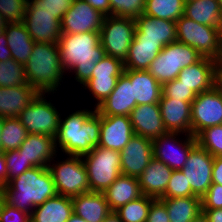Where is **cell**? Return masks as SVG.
<instances>
[{
    "label": "cell",
    "instance_id": "6da1fadb",
    "mask_svg": "<svg viewBox=\"0 0 222 222\" xmlns=\"http://www.w3.org/2000/svg\"><path fill=\"white\" fill-rule=\"evenodd\" d=\"M57 44L65 74L71 72L76 83L82 85L91 78L96 63L106 56L100 33L96 32L61 34Z\"/></svg>",
    "mask_w": 222,
    "mask_h": 222
},
{
    "label": "cell",
    "instance_id": "7a4b0ae2",
    "mask_svg": "<svg viewBox=\"0 0 222 222\" xmlns=\"http://www.w3.org/2000/svg\"><path fill=\"white\" fill-rule=\"evenodd\" d=\"M64 118H60L55 137L56 150L65 155L83 156L99 145L101 115L95 108H80Z\"/></svg>",
    "mask_w": 222,
    "mask_h": 222
},
{
    "label": "cell",
    "instance_id": "3957f363",
    "mask_svg": "<svg viewBox=\"0 0 222 222\" xmlns=\"http://www.w3.org/2000/svg\"><path fill=\"white\" fill-rule=\"evenodd\" d=\"M5 202L31 214L34 208L57 195L48 167H33L3 187Z\"/></svg>",
    "mask_w": 222,
    "mask_h": 222
},
{
    "label": "cell",
    "instance_id": "277c9868",
    "mask_svg": "<svg viewBox=\"0 0 222 222\" xmlns=\"http://www.w3.org/2000/svg\"><path fill=\"white\" fill-rule=\"evenodd\" d=\"M27 83L38 93H58L65 71L60 62L57 43H36L32 54L24 64ZM58 90V91H57ZM57 91V92H56Z\"/></svg>",
    "mask_w": 222,
    "mask_h": 222
},
{
    "label": "cell",
    "instance_id": "5b68a950",
    "mask_svg": "<svg viewBox=\"0 0 222 222\" xmlns=\"http://www.w3.org/2000/svg\"><path fill=\"white\" fill-rule=\"evenodd\" d=\"M202 56L191 46L175 41L159 52L150 63L148 72L161 84L177 79L185 67L195 64Z\"/></svg>",
    "mask_w": 222,
    "mask_h": 222
},
{
    "label": "cell",
    "instance_id": "8992f818",
    "mask_svg": "<svg viewBox=\"0 0 222 222\" xmlns=\"http://www.w3.org/2000/svg\"><path fill=\"white\" fill-rule=\"evenodd\" d=\"M177 41L196 49L202 57L221 59L222 37L216 27L198 24L185 16L176 21Z\"/></svg>",
    "mask_w": 222,
    "mask_h": 222
},
{
    "label": "cell",
    "instance_id": "52a82bcc",
    "mask_svg": "<svg viewBox=\"0 0 222 222\" xmlns=\"http://www.w3.org/2000/svg\"><path fill=\"white\" fill-rule=\"evenodd\" d=\"M81 157L86 166L90 192H104L121 175L118 151L96 146Z\"/></svg>",
    "mask_w": 222,
    "mask_h": 222
},
{
    "label": "cell",
    "instance_id": "ba28073f",
    "mask_svg": "<svg viewBox=\"0 0 222 222\" xmlns=\"http://www.w3.org/2000/svg\"><path fill=\"white\" fill-rule=\"evenodd\" d=\"M49 163L57 195L75 197L90 192L86 166L81 156L67 155L63 161Z\"/></svg>",
    "mask_w": 222,
    "mask_h": 222
},
{
    "label": "cell",
    "instance_id": "9c48e42d",
    "mask_svg": "<svg viewBox=\"0 0 222 222\" xmlns=\"http://www.w3.org/2000/svg\"><path fill=\"white\" fill-rule=\"evenodd\" d=\"M135 31V19L113 15L105 16L100 29V43L105 54L124 63Z\"/></svg>",
    "mask_w": 222,
    "mask_h": 222
},
{
    "label": "cell",
    "instance_id": "30bf717a",
    "mask_svg": "<svg viewBox=\"0 0 222 222\" xmlns=\"http://www.w3.org/2000/svg\"><path fill=\"white\" fill-rule=\"evenodd\" d=\"M46 95L39 93L18 118L29 134H42L55 138L62 114L52 100L47 101Z\"/></svg>",
    "mask_w": 222,
    "mask_h": 222
},
{
    "label": "cell",
    "instance_id": "8fae6325",
    "mask_svg": "<svg viewBox=\"0 0 222 222\" xmlns=\"http://www.w3.org/2000/svg\"><path fill=\"white\" fill-rule=\"evenodd\" d=\"M181 134L167 132L152 141L153 157L172 170H181L190 151L197 145L196 137L185 134L186 138L182 139Z\"/></svg>",
    "mask_w": 222,
    "mask_h": 222
},
{
    "label": "cell",
    "instance_id": "7c38bea8",
    "mask_svg": "<svg viewBox=\"0 0 222 222\" xmlns=\"http://www.w3.org/2000/svg\"><path fill=\"white\" fill-rule=\"evenodd\" d=\"M222 125V93L213 87L202 92L191 103V135L196 137L202 130Z\"/></svg>",
    "mask_w": 222,
    "mask_h": 222
},
{
    "label": "cell",
    "instance_id": "4fadbf2b",
    "mask_svg": "<svg viewBox=\"0 0 222 222\" xmlns=\"http://www.w3.org/2000/svg\"><path fill=\"white\" fill-rule=\"evenodd\" d=\"M214 157L198 144L190 151L181 172L191 186L192 192L202 197L212 185Z\"/></svg>",
    "mask_w": 222,
    "mask_h": 222
},
{
    "label": "cell",
    "instance_id": "5bb4252c",
    "mask_svg": "<svg viewBox=\"0 0 222 222\" xmlns=\"http://www.w3.org/2000/svg\"><path fill=\"white\" fill-rule=\"evenodd\" d=\"M23 24L36 43H58L62 34L61 23L55 13L38 10L31 0L27 2Z\"/></svg>",
    "mask_w": 222,
    "mask_h": 222
},
{
    "label": "cell",
    "instance_id": "9a60e30c",
    "mask_svg": "<svg viewBox=\"0 0 222 222\" xmlns=\"http://www.w3.org/2000/svg\"><path fill=\"white\" fill-rule=\"evenodd\" d=\"M105 15L84 0H74L60 21L62 34L100 33Z\"/></svg>",
    "mask_w": 222,
    "mask_h": 222
},
{
    "label": "cell",
    "instance_id": "2e32d148",
    "mask_svg": "<svg viewBox=\"0 0 222 222\" xmlns=\"http://www.w3.org/2000/svg\"><path fill=\"white\" fill-rule=\"evenodd\" d=\"M119 153L121 174L138 178L153 158L152 140L134 134Z\"/></svg>",
    "mask_w": 222,
    "mask_h": 222
},
{
    "label": "cell",
    "instance_id": "e0dca14e",
    "mask_svg": "<svg viewBox=\"0 0 222 222\" xmlns=\"http://www.w3.org/2000/svg\"><path fill=\"white\" fill-rule=\"evenodd\" d=\"M136 106V100H133V84L130 82V69H125L117 79L114 90L96 110L100 115L129 116Z\"/></svg>",
    "mask_w": 222,
    "mask_h": 222
},
{
    "label": "cell",
    "instance_id": "ac0fdd59",
    "mask_svg": "<svg viewBox=\"0 0 222 222\" xmlns=\"http://www.w3.org/2000/svg\"><path fill=\"white\" fill-rule=\"evenodd\" d=\"M133 135L129 116L101 115L99 147L120 152Z\"/></svg>",
    "mask_w": 222,
    "mask_h": 222
},
{
    "label": "cell",
    "instance_id": "d6986e66",
    "mask_svg": "<svg viewBox=\"0 0 222 222\" xmlns=\"http://www.w3.org/2000/svg\"><path fill=\"white\" fill-rule=\"evenodd\" d=\"M135 135L155 140L167 133L159 104L137 105L129 114Z\"/></svg>",
    "mask_w": 222,
    "mask_h": 222
},
{
    "label": "cell",
    "instance_id": "ffe728a7",
    "mask_svg": "<svg viewBox=\"0 0 222 222\" xmlns=\"http://www.w3.org/2000/svg\"><path fill=\"white\" fill-rule=\"evenodd\" d=\"M135 22V41L161 42L164 46L177 41L174 21L142 14L135 19Z\"/></svg>",
    "mask_w": 222,
    "mask_h": 222
},
{
    "label": "cell",
    "instance_id": "44dd1931",
    "mask_svg": "<svg viewBox=\"0 0 222 222\" xmlns=\"http://www.w3.org/2000/svg\"><path fill=\"white\" fill-rule=\"evenodd\" d=\"M191 103L161 95V116L167 132L191 135Z\"/></svg>",
    "mask_w": 222,
    "mask_h": 222
},
{
    "label": "cell",
    "instance_id": "7402d4cb",
    "mask_svg": "<svg viewBox=\"0 0 222 222\" xmlns=\"http://www.w3.org/2000/svg\"><path fill=\"white\" fill-rule=\"evenodd\" d=\"M34 167H48L57 157L55 138L42 134H28L17 149Z\"/></svg>",
    "mask_w": 222,
    "mask_h": 222
},
{
    "label": "cell",
    "instance_id": "603a6c76",
    "mask_svg": "<svg viewBox=\"0 0 222 222\" xmlns=\"http://www.w3.org/2000/svg\"><path fill=\"white\" fill-rule=\"evenodd\" d=\"M216 61L202 57L198 62L185 67L177 80L190 88L196 95L211 90L214 87V68Z\"/></svg>",
    "mask_w": 222,
    "mask_h": 222
},
{
    "label": "cell",
    "instance_id": "cb8c5ba5",
    "mask_svg": "<svg viewBox=\"0 0 222 222\" xmlns=\"http://www.w3.org/2000/svg\"><path fill=\"white\" fill-rule=\"evenodd\" d=\"M172 173L171 168L153 157L146 169L138 177L142 195L161 199L164 196Z\"/></svg>",
    "mask_w": 222,
    "mask_h": 222
},
{
    "label": "cell",
    "instance_id": "d4e9b609",
    "mask_svg": "<svg viewBox=\"0 0 222 222\" xmlns=\"http://www.w3.org/2000/svg\"><path fill=\"white\" fill-rule=\"evenodd\" d=\"M39 93L31 85L0 87V116L18 117Z\"/></svg>",
    "mask_w": 222,
    "mask_h": 222
},
{
    "label": "cell",
    "instance_id": "484cf974",
    "mask_svg": "<svg viewBox=\"0 0 222 222\" xmlns=\"http://www.w3.org/2000/svg\"><path fill=\"white\" fill-rule=\"evenodd\" d=\"M71 199L74 213L87 222H103L111 212L103 192H88Z\"/></svg>",
    "mask_w": 222,
    "mask_h": 222
},
{
    "label": "cell",
    "instance_id": "4316f807",
    "mask_svg": "<svg viewBox=\"0 0 222 222\" xmlns=\"http://www.w3.org/2000/svg\"><path fill=\"white\" fill-rule=\"evenodd\" d=\"M111 211L142 196L137 177L120 175L104 192Z\"/></svg>",
    "mask_w": 222,
    "mask_h": 222
},
{
    "label": "cell",
    "instance_id": "83f0119b",
    "mask_svg": "<svg viewBox=\"0 0 222 222\" xmlns=\"http://www.w3.org/2000/svg\"><path fill=\"white\" fill-rule=\"evenodd\" d=\"M73 213L72 199L56 195L34 208L31 222H67Z\"/></svg>",
    "mask_w": 222,
    "mask_h": 222
},
{
    "label": "cell",
    "instance_id": "f1b7e54d",
    "mask_svg": "<svg viewBox=\"0 0 222 222\" xmlns=\"http://www.w3.org/2000/svg\"><path fill=\"white\" fill-rule=\"evenodd\" d=\"M130 82L137 105L159 104L162 85L147 70L130 69Z\"/></svg>",
    "mask_w": 222,
    "mask_h": 222
},
{
    "label": "cell",
    "instance_id": "f546056e",
    "mask_svg": "<svg viewBox=\"0 0 222 222\" xmlns=\"http://www.w3.org/2000/svg\"><path fill=\"white\" fill-rule=\"evenodd\" d=\"M4 32L12 58L24 65L31 56L35 44L25 25L23 22L6 23Z\"/></svg>",
    "mask_w": 222,
    "mask_h": 222
},
{
    "label": "cell",
    "instance_id": "4dcf8cb0",
    "mask_svg": "<svg viewBox=\"0 0 222 222\" xmlns=\"http://www.w3.org/2000/svg\"><path fill=\"white\" fill-rule=\"evenodd\" d=\"M164 48L161 42L135 41L133 39L126 61L125 69L148 70L150 63Z\"/></svg>",
    "mask_w": 222,
    "mask_h": 222
},
{
    "label": "cell",
    "instance_id": "1f68e13d",
    "mask_svg": "<svg viewBox=\"0 0 222 222\" xmlns=\"http://www.w3.org/2000/svg\"><path fill=\"white\" fill-rule=\"evenodd\" d=\"M167 208L170 222H192L201 212V198L198 196L161 198Z\"/></svg>",
    "mask_w": 222,
    "mask_h": 222
},
{
    "label": "cell",
    "instance_id": "d6a6232c",
    "mask_svg": "<svg viewBox=\"0 0 222 222\" xmlns=\"http://www.w3.org/2000/svg\"><path fill=\"white\" fill-rule=\"evenodd\" d=\"M222 12L218 0H193L185 3L183 16L198 24L219 29Z\"/></svg>",
    "mask_w": 222,
    "mask_h": 222
},
{
    "label": "cell",
    "instance_id": "836d02e7",
    "mask_svg": "<svg viewBox=\"0 0 222 222\" xmlns=\"http://www.w3.org/2000/svg\"><path fill=\"white\" fill-rule=\"evenodd\" d=\"M183 0H146L143 14L176 22L184 14Z\"/></svg>",
    "mask_w": 222,
    "mask_h": 222
},
{
    "label": "cell",
    "instance_id": "e575fe53",
    "mask_svg": "<svg viewBox=\"0 0 222 222\" xmlns=\"http://www.w3.org/2000/svg\"><path fill=\"white\" fill-rule=\"evenodd\" d=\"M28 134L18 117L3 118L1 151L17 150Z\"/></svg>",
    "mask_w": 222,
    "mask_h": 222
},
{
    "label": "cell",
    "instance_id": "d590c367",
    "mask_svg": "<svg viewBox=\"0 0 222 222\" xmlns=\"http://www.w3.org/2000/svg\"><path fill=\"white\" fill-rule=\"evenodd\" d=\"M154 200L155 198L142 195L138 199L119 207L115 213L122 222H146L149 208Z\"/></svg>",
    "mask_w": 222,
    "mask_h": 222
},
{
    "label": "cell",
    "instance_id": "8d00e7d4",
    "mask_svg": "<svg viewBox=\"0 0 222 222\" xmlns=\"http://www.w3.org/2000/svg\"><path fill=\"white\" fill-rule=\"evenodd\" d=\"M28 85L24 65L13 58L0 61V87Z\"/></svg>",
    "mask_w": 222,
    "mask_h": 222
},
{
    "label": "cell",
    "instance_id": "74e56055",
    "mask_svg": "<svg viewBox=\"0 0 222 222\" xmlns=\"http://www.w3.org/2000/svg\"><path fill=\"white\" fill-rule=\"evenodd\" d=\"M119 77H91L81 87L90 92L94 98L95 109L102 104L116 86ZM96 99V100H95Z\"/></svg>",
    "mask_w": 222,
    "mask_h": 222
},
{
    "label": "cell",
    "instance_id": "f35d334b",
    "mask_svg": "<svg viewBox=\"0 0 222 222\" xmlns=\"http://www.w3.org/2000/svg\"><path fill=\"white\" fill-rule=\"evenodd\" d=\"M197 144L213 157L222 156V125L208 127L196 136Z\"/></svg>",
    "mask_w": 222,
    "mask_h": 222
},
{
    "label": "cell",
    "instance_id": "ab89813d",
    "mask_svg": "<svg viewBox=\"0 0 222 222\" xmlns=\"http://www.w3.org/2000/svg\"><path fill=\"white\" fill-rule=\"evenodd\" d=\"M110 15L136 19L143 14L146 0H109Z\"/></svg>",
    "mask_w": 222,
    "mask_h": 222
},
{
    "label": "cell",
    "instance_id": "60d3db41",
    "mask_svg": "<svg viewBox=\"0 0 222 222\" xmlns=\"http://www.w3.org/2000/svg\"><path fill=\"white\" fill-rule=\"evenodd\" d=\"M196 196L192 190L186 177L181 170H173L171 178L164 192L162 198H176V197H189Z\"/></svg>",
    "mask_w": 222,
    "mask_h": 222
},
{
    "label": "cell",
    "instance_id": "b9f144b4",
    "mask_svg": "<svg viewBox=\"0 0 222 222\" xmlns=\"http://www.w3.org/2000/svg\"><path fill=\"white\" fill-rule=\"evenodd\" d=\"M28 0H0V14L6 23L23 22Z\"/></svg>",
    "mask_w": 222,
    "mask_h": 222
},
{
    "label": "cell",
    "instance_id": "7bdbcfd3",
    "mask_svg": "<svg viewBox=\"0 0 222 222\" xmlns=\"http://www.w3.org/2000/svg\"><path fill=\"white\" fill-rule=\"evenodd\" d=\"M7 169V183L34 166L18 150L4 152Z\"/></svg>",
    "mask_w": 222,
    "mask_h": 222
},
{
    "label": "cell",
    "instance_id": "ee69618b",
    "mask_svg": "<svg viewBox=\"0 0 222 222\" xmlns=\"http://www.w3.org/2000/svg\"><path fill=\"white\" fill-rule=\"evenodd\" d=\"M124 70V63L121 60L106 55L96 63L91 77H120Z\"/></svg>",
    "mask_w": 222,
    "mask_h": 222
},
{
    "label": "cell",
    "instance_id": "f6af8a7d",
    "mask_svg": "<svg viewBox=\"0 0 222 222\" xmlns=\"http://www.w3.org/2000/svg\"><path fill=\"white\" fill-rule=\"evenodd\" d=\"M162 95L166 98L178 99L179 101L192 102L196 94L177 79L162 85Z\"/></svg>",
    "mask_w": 222,
    "mask_h": 222
},
{
    "label": "cell",
    "instance_id": "bcb514c9",
    "mask_svg": "<svg viewBox=\"0 0 222 222\" xmlns=\"http://www.w3.org/2000/svg\"><path fill=\"white\" fill-rule=\"evenodd\" d=\"M38 10H48L55 13V17L60 21L62 16L68 11L74 0H31Z\"/></svg>",
    "mask_w": 222,
    "mask_h": 222
},
{
    "label": "cell",
    "instance_id": "7dc6e473",
    "mask_svg": "<svg viewBox=\"0 0 222 222\" xmlns=\"http://www.w3.org/2000/svg\"><path fill=\"white\" fill-rule=\"evenodd\" d=\"M202 209L222 208V185L212 184L201 197Z\"/></svg>",
    "mask_w": 222,
    "mask_h": 222
},
{
    "label": "cell",
    "instance_id": "c3c4849f",
    "mask_svg": "<svg viewBox=\"0 0 222 222\" xmlns=\"http://www.w3.org/2000/svg\"><path fill=\"white\" fill-rule=\"evenodd\" d=\"M0 222H31V214L4 202L0 210Z\"/></svg>",
    "mask_w": 222,
    "mask_h": 222
},
{
    "label": "cell",
    "instance_id": "681fc988",
    "mask_svg": "<svg viewBox=\"0 0 222 222\" xmlns=\"http://www.w3.org/2000/svg\"><path fill=\"white\" fill-rule=\"evenodd\" d=\"M146 222H170L166 205L160 199L151 203Z\"/></svg>",
    "mask_w": 222,
    "mask_h": 222
},
{
    "label": "cell",
    "instance_id": "f907efd6",
    "mask_svg": "<svg viewBox=\"0 0 222 222\" xmlns=\"http://www.w3.org/2000/svg\"><path fill=\"white\" fill-rule=\"evenodd\" d=\"M212 184L222 185V156L214 157Z\"/></svg>",
    "mask_w": 222,
    "mask_h": 222
},
{
    "label": "cell",
    "instance_id": "816d5d0a",
    "mask_svg": "<svg viewBox=\"0 0 222 222\" xmlns=\"http://www.w3.org/2000/svg\"><path fill=\"white\" fill-rule=\"evenodd\" d=\"M90 4L94 9L101 12L105 16H110V2L109 0H84Z\"/></svg>",
    "mask_w": 222,
    "mask_h": 222
},
{
    "label": "cell",
    "instance_id": "f5cc1de1",
    "mask_svg": "<svg viewBox=\"0 0 222 222\" xmlns=\"http://www.w3.org/2000/svg\"><path fill=\"white\" fill-rule=\"evenodd\" d=\"M12 58L11 51L8 48L5 32L0 36V61H7Z\"/></svg>",
    "mask_w": 222,
    "mask_h": 222
},
{
    "label": "cell",
    "instance_id": "db71d44e",
    "mask_svg": "<svg viewBox=\"0 0 222 222\" xmlns=\"http://www.w3.org/2000/svg\"><path fill=\"white\" fill-rule=\"evenodd\" d=\"M214 87L222 93V60L218 59L214 68Z\"/></svg>",
    "mask_w": 222,
    "mask_h": 222
},
{
    "label": "cell",
    "instance_id": "11a10c76",
    "mask_svg": "<svg viewBox=\"0 0 222 222\" xmlns=\"http://www.w3.org/2000/svg\"><path fill=\"white\" fill-rule=\"evenodd\" d=\"M209 222H222V208L220 209H202Z\"/></svg>",
    "mask_w": 222,
    "mask_h": 222
},
{
    "label": "cell",
    "instance_id": "9f6ffc18",
    "mask_svg": "<svg viewBox=\"0 0 222 222\" xmlns=\"http://www.w3.org/2000/svg\"><path fill=\"white\" fill-rule=\"evenodd\" d=\"M7 185V169L4 152L0 151V188Z\"/></svg>",
    "mask_w": 222,
    "mask_h": 222
},
{
    "label": "cell",
    "instance_id": "6f0895ef",
    "mask_svg": "<svg viewBox=\"0 0 222 222\" xmlns=\"http://www.w3.org/2000/svg\"><path fill=\"white\" fill-rule=\"evenodd\" d=\"M103 222H122L115 211H111L110 214L104 219Z\"/></svg>",
    "mask_w": 222,
    "mask_h": 222
},
{
    "label": "cell",
    "instance_id": "680465c9",
    "mask_svg": "<svg viewBox=\"0 0 222 222\" xmlns=\"http://www.w3.org/2000/svg\"><path fill=\"white\" fill-rule=\"evenodd\" d=\"M67 222H87V221L81 218L80 216L76 215L75 213H73Z\"/></svg>",
    "mask_w": 222,
    "mask_h": 222
},
{
    "label": "cell",
    "instance_id": "91938a15",
    "mask_svg": "<svg viewBox=\"0 0 222 222\" xmlns=\"http://www.w3.org/2000/svg\"><path fill=\"white\" fill-rule=\"evenodd\" d=\"M192 222H209L207 217L201 212Z\"/></svg>",
    "mask_w": 222,
    "mask_h": 222
},
{
    "label": "cell",
    "instance_id": "94428289",
    "mask_svg": "<svg viewBox=\"0 0 222 222\" xmlns=\"http://www.w3.org/2000/svg\"><path fill=\"white\" fill-rule=\"evenodd\" d=\"M5 202V195L3 189L0 188V210L2 208L3 203Z\"/></svg>",
    "mask_w": 222,
    "mask_h": 222
},
{
    "label": "cell",
    "instance_id": "6125c7cd",
    "mask_svg": "<svg viewBox=\"0 0 222 222\" xmlns=\"http://www.w3.org/2000/svg\"><path fill=\"white\" fill-rule=\"evenodd\" d=\"M2 126H3V118L0 116V151H1V132H2Z\"/></svg>",
    "mask_w": 222,
    "mask_h": 222
},
{
    "label": "cell",
    "instance_id": "be15d7a7",
    "mask_svg": "<svg viewBox=\"0 0 222 222\" xmlns=\"http://www.w3.org/2000/svg\"><path fill=\"white\" fill-rule=\"evenodd\" d=\"M6 25H0V36L4 33Z\"/></svg>",
    "mask_w": 222,
    "mask_h": 222
},
{
    "label": "cell",
    "instance_id": "e7e4bbea",
    "mask_svg": "<svg viewBox=\"0 0 222 222\" xmlns=\"http://www.w3.org/2000/svg\"><path fill=\"white\" fill-rule=\"evenodd\" d=\"M0 25H6V22L1 14H0Z\"/></svg>",
    "mask_w": 222,
    "mask_h": 222
},
{
    "label": "cell",
    "instance_id": "03108f58",
    "mask_svg": "<svg viewBox=\"0 0 222 222\" xmlns=\"http://www.w3.org/2000/svg\"><path fill=\"white\" fill-rule=\"evenodd\" d=\"M220 33H221V37H222V15H221V21H220V27H219Z\"/></svg>",
    "mask_w": 222,
    "mask_h": 222
},
{
    "label": "cell",
    "instance_id": "003e7915",
    "mask_svg": "<svg viewBox=\"0 0 222 222\" xmlns=\"http://www.w3.org/2000/svg\"><path fill=\"white\" fill-rule=\"evenodd\" d=\"M218 3H219L220 10L222 12V0H218Z\"/></svg>",
    "mask_w": 222,
    "mask_h": 222
},
{
    "label": "cell",
    "instance_id": "a7ac6f4b",
    "mask_svg": "<svg viewBox=\"0 0 222 222\" xmlns=\"http://www.w3.org/2000/svg\"><path fill=\"white\" fill-rule=\"evenodd\" d=\"M190 1H193V0H183L184 3H187V2H190Z\"/></svg>",
    "mask_w": 222,
    "mask_h": 222
}]
</instances>
